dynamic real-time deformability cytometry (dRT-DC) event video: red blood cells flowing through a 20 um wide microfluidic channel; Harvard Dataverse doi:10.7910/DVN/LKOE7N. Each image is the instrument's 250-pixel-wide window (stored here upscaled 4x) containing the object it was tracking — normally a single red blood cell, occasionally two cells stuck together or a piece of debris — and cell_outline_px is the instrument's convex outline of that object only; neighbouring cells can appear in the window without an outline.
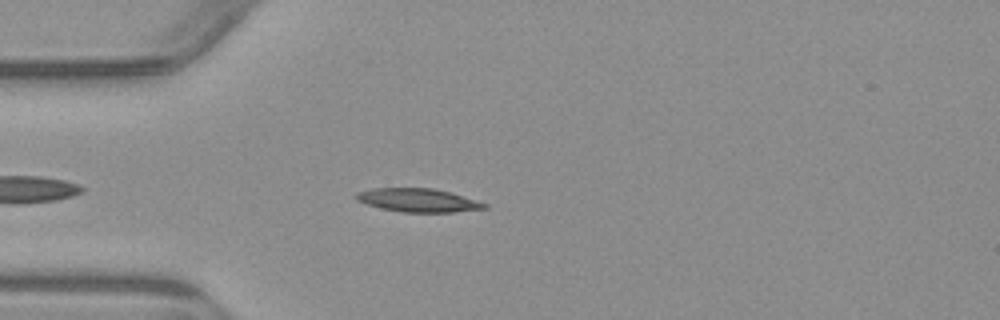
{"species": "common noctule bat (a hibernating species)", "species_latin": "Nyctalus noctula", "temperature_condition": "warm", "stored_images_in_passage": 5, "camera_frame_rate_fps": 3000, "um_per_image_px": 0.085, "animal": {"sex": "male", "body_mass_g": 23.1, "forearm_length_mm": 52.7}, "frame": {"image": 1, "passage_image": 4, "time_ms": 4.667, "image_size_px": [1000, 320], "cell_outline_px": [[488, 208], [452, 212], [400, 212], [368, 204], [356, 200], [356, 192], [372, 188], [432, 188], [452, 192], [488, 204]], "centroid_in_image_um": [35.57, 17.01], "position_along_channel_um": 49.4, "area_um2": 17.46}}